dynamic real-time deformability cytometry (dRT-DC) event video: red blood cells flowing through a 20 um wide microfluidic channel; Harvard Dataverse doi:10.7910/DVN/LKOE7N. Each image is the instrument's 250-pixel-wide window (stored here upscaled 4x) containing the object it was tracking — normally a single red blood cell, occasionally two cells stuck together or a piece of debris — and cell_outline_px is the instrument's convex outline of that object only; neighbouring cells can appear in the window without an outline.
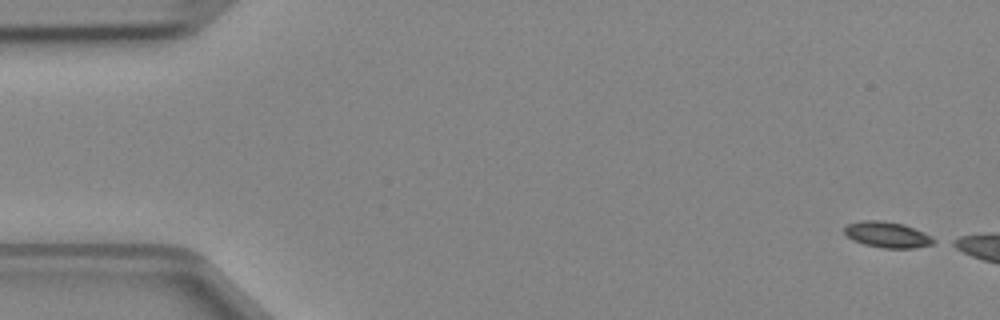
{"species": "Egyptian fruit bat (a non-hibernating species)", "species_latin": "Rousettus aegyptiacus", "temperature_condition": "cold", "stored_images_in_passage": 3, "camera_frame_rate_fps": 3000, "um_per_image_px": 0.085, "animal": {"sex": "female"}, "frame": {"image": 1, "passage_image": 1, "time_ms": 0.0, "image_size_px": [1000, 320], "cell_outline_px": [[940, 240], [932, 244], [916, 248], [884, 248], [864, 244], [852, 240], [844, 232], [844, 228], [848, 224], [864, 220], [880, 220], [904, 224], [932, 236]], "centroid_in_image_um": [75.46, 19.95], "position_along_channel_um": 9.5, "area_um2": 13.53}}